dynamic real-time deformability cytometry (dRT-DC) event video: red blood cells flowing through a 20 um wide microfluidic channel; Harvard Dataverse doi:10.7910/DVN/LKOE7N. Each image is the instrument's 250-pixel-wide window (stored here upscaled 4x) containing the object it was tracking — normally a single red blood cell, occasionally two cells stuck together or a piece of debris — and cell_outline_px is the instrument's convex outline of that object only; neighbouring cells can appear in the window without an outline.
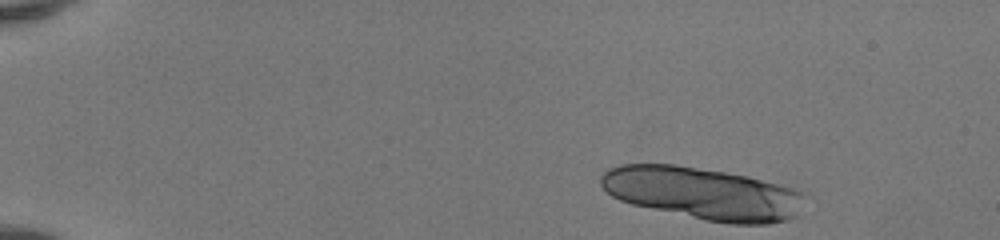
{"species": "human", "species_latin": "Homo sapiens", "temperature_condition": "room temperature", "stored_images_in_passage": 13, "camera_frame_rate_fps": 3000, "um_per_image_px": 0.085, "donor": {"sex": "female"}, "frame": {"image": 1, "passage_image": 1, "time_ms": 0.0, "image_size_px": [1000, 240], "cell_outline_px": [[812, 196], [800, 216], [788, 220], [768, 224], [732, 224], [704, 220], [632, 204], [620, 200], [612, 196], [600, 184], [600, 176], [608, 168], [620, 164], [676, 164], [748, 176], [800, 188]], "centroid_in_image_um": [59.91, 16.45], "position_along_channel_um": 25.1, "area_um2": 63.58}}